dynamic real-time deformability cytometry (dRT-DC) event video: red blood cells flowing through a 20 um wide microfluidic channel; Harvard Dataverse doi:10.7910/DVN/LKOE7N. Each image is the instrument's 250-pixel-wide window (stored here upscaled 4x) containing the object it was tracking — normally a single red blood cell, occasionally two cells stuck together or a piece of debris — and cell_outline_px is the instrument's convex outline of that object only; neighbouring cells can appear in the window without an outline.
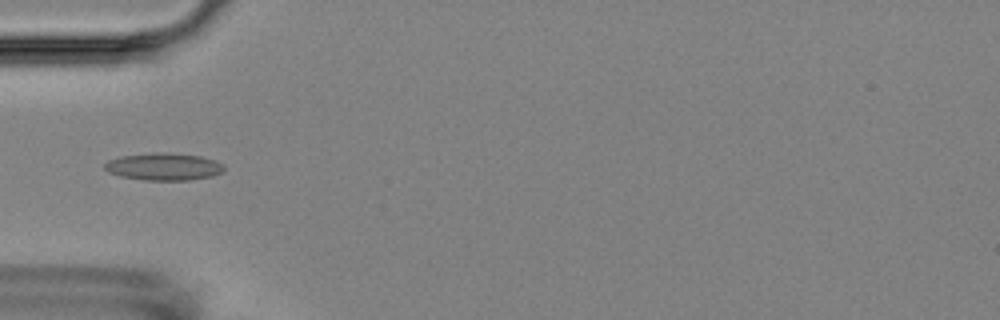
{"species": "Egyptian fruit bat (a non-hibernating species)", "species_latin": "Rousettus aegyptiacus", "temperature_condition": "room temperature", "stored_images_in_passage": 6, "camera_frame_rate_fps": 3000, "um_per_image_px": 0.085, "animal": {"sex": "female"}, "frame": {"image": 1, "passage_image": 6, "time_ms": 5.667, "image_size_px": [1000, 320], "cell_outline_px": [[224, 172], [212, 176], [188, 180], [144, 180], [120, 176], [108, 172], [104, 168], [104, 164], [108, 160], [120, 156], [152, 152], [168, 152], [200, 156], [216, 160], [224, 164]], "centroid_in_image_um": [13.92, 14.15], "position_along_channel_um": 71.1, "area_um2": 19.25}}